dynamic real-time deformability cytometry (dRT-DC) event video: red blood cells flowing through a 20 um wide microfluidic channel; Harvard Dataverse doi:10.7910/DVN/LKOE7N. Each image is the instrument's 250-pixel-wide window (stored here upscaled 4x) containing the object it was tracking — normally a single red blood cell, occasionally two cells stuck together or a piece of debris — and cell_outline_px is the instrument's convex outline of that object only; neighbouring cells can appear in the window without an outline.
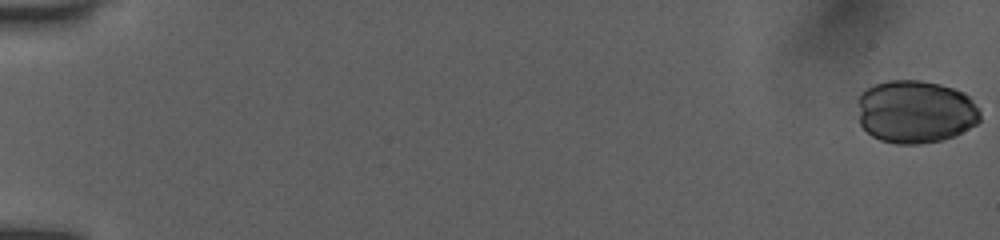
{"species": "human", "species_latin": "Homo sapiens", "temperature_condition": "room temperature", "stored_images_in_passage": 20, "camera_frame_rate_fps": 3000, "um_per_image_px": 0.085, "donor": {"sex": "female"}, "frame": {"image": 1, "passage_image": 1, "time_ms": 0.0, "image_size_px": [1000, 240], "cell_outline_px": [[980, 120], [976, 124], [956, 136], [940, 140], [920, 144], [896, 144], [880, 140], [872, 136], [860, 124], [860, 96], [868, 88], [876, 84], [888, 80], [920, 80], [940, 84], [964, 92], [972, 100], [980, 112]], "centroid_in_image_um": [77.85, 9.5], "position_along_channel_um": 7.1, "area_um2": 44.74}}
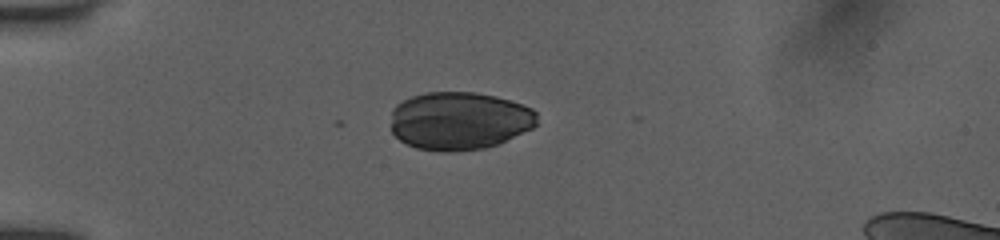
{"frame": {"image": 2, "passage_image": 15, "time_ms": 5.0, "image_size_px": [1000, 240], "cell_outline_px": [[536, 124], [532, 128], [500, 144], [484, 148], [452, 152], [440, 152], [416, 148], [400, 140], [392, 132], [392, 108], [396, 104], [412, 96], [424, 92], [476, 92], [496, 96], [532, 108], [536, 112]], "centroid_in_image_um": [39.03, 10.27], "position_along_channel_um": 46.0, "area_um2": 49.71}}
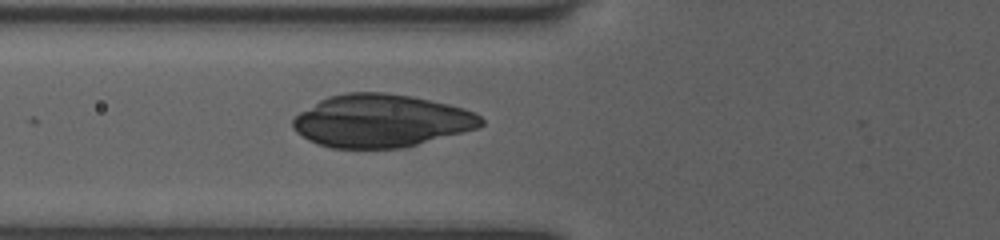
{"frame": {"image": 3, "passage_image": 20, "time_ms": 7.0, "image_size_px": [1000, 240], "cell_outline_px": [[484, 124], [480, 128], [400, 148], [332, 148], [308, 140], [296, 132], [292, 128], [292, 120], [300, 112], [320, 100], [328, 96], [348, 92], [384, 92], [412, 96], [448, 104], [464, 108], [480, 116], [484, 120]], "centroid_in_image_um": [32.39, 10.26], "position_along_channel_um": 93.4, "area_um2": 57.8}}